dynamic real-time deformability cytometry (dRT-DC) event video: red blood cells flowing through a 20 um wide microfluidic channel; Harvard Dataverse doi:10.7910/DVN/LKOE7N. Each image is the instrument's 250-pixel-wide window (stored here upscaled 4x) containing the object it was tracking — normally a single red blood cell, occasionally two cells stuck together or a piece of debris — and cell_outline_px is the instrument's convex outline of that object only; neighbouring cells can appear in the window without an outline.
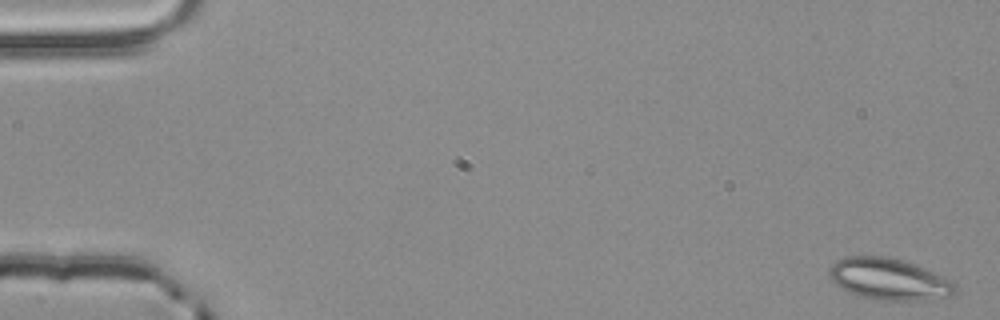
{"species": "common noctule bat (a hibernating species)", "species_latin": "Nyctalus noctula", "temperature_condition": "room temperature", "stored_images_in_passage": 4, "camera_frame_rate_fps": 3000, "um_per_image_px": 0.085, "animal": {"sex": "male", "body_mass_g": 20.4}, "frame": {"image": 1, "passage_image": 1, "time_ms": 0.0, "image_size_px": [1000, 320], "cell_outline_px": [[956, 292], [948, 296], [928, 300], [884, 300], [860, 296], [848, 292], [836, 284], [832, 280], [828, 272], [828, 268], [836, 260], [844, 256], [884, 256], [900, 260], [924, 268], [952, 280], [956, 284]], "centroid_in_image_um": [75.55, 23.72], "position_along_channel_um": 9.5, "area_um2": 30.35}}